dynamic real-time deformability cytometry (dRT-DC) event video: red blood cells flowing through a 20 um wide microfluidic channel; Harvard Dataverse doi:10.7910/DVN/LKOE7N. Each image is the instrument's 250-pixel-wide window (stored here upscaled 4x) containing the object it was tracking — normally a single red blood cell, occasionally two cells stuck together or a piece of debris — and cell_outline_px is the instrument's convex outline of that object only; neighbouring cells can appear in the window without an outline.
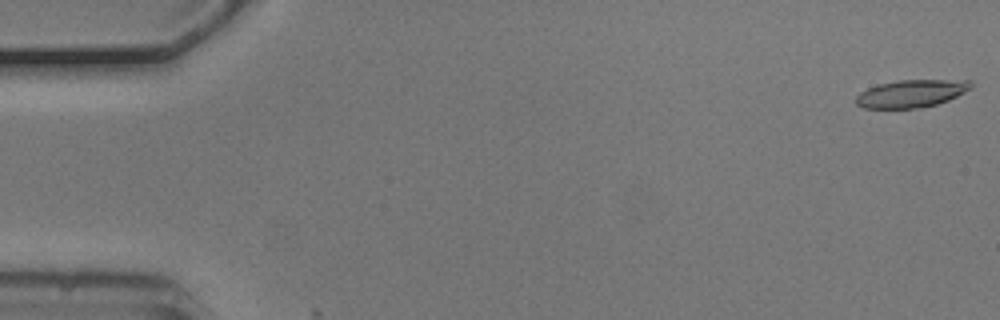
{"species": "common noctule bat (a hibernating species)", "species_latin": "Nyctalus noctula", "temperature_condition": "cold", "stored_images_in_passage": 2, "camera_frame_rate_fps": 3000, "um_per_image_px": 0.085, "animal": {"sex": "male", "body_mass_g": 20.5, "forearm_length_mm": 52.5}, "frame": {"image": 1, "passage_image": 1, "time_ms": 0.0, "image_size_px": [1000, 320], "cell_outline_px": [[972, 88], [948, 100], [936, 104], [920, 108], [864, 108], [856, 104], [856, 96], [860, 92], [868, 88], [880, 84], [896, 80], [972, 80]], "centroid_in_image_um": [77.47, 7.95], "position_along_channel_um": 7.5, "area_um2": 18.44}}